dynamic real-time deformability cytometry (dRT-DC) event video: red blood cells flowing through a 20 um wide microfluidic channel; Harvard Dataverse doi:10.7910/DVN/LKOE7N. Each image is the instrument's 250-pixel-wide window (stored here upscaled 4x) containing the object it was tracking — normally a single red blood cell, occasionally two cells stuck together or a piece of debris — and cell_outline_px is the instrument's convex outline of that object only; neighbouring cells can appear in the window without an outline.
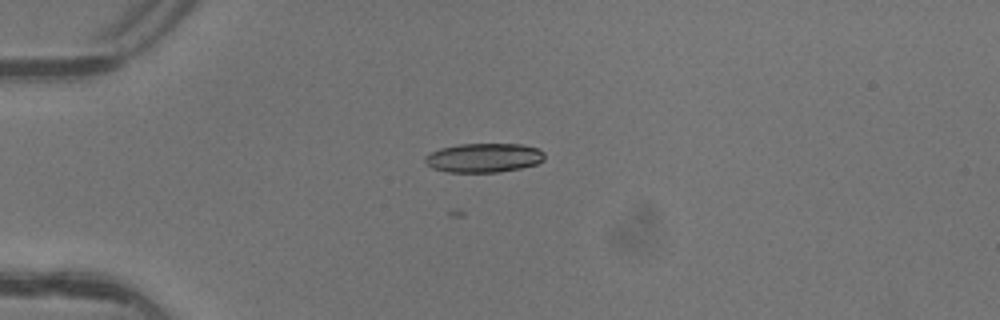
{"species": "common noctule bat (a hibernating species)", "species_latin": "Nyctalus noctula", "temperature_condition": "warm", "stored_images_in_passage": 3, "camera_frame_rate_fps": 3000, "um_per_image_px": 0.085, "animal": {"sex": "female"}, "frame": {"image": 1, "passage_image": 1, "time_ms": 0.0, "image_size_px": [1000, 320], "cell_outline_px": [[544, 160], [536, 164], [520, 168], [500, 172], [448, 172], [432, 168], [424, 160], [424, 156], [440, 148], [460, 144], [520, 144], [536, 148], [544, 152]], "centroid_in_image_um": [41.12, 13.41], "position_along_channel_um": 43.9, "area_um2": 20.23}}
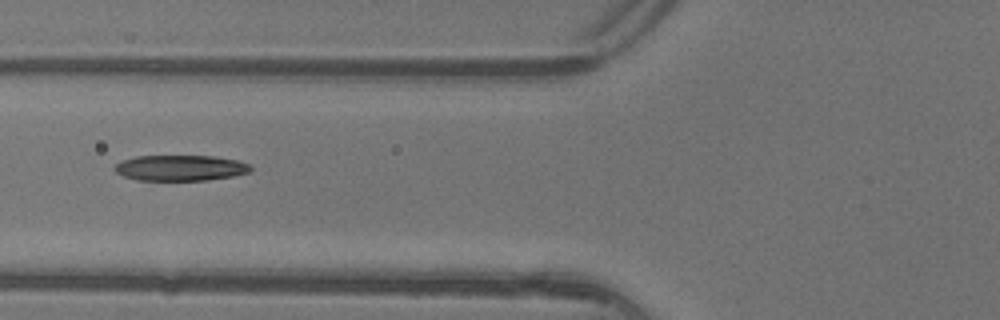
{"frame": {"image": 2, "passage_image": 3, "time_ms": 0.667, "image_size_px": [1000, 320], "cell_outline_px": [[252, 172], [232, 176], [204, 180], [136, 180], [124, 176], [116, 172], [112, 168], [116, 164], [124, 160], [136, 156], [212, 156], [236, 160], [248, 164], [252, 168]], "centroid_in_image_um": [15.32, 14.27], "position_along_channel_um": 110.5, "area_um2": 20.23}}